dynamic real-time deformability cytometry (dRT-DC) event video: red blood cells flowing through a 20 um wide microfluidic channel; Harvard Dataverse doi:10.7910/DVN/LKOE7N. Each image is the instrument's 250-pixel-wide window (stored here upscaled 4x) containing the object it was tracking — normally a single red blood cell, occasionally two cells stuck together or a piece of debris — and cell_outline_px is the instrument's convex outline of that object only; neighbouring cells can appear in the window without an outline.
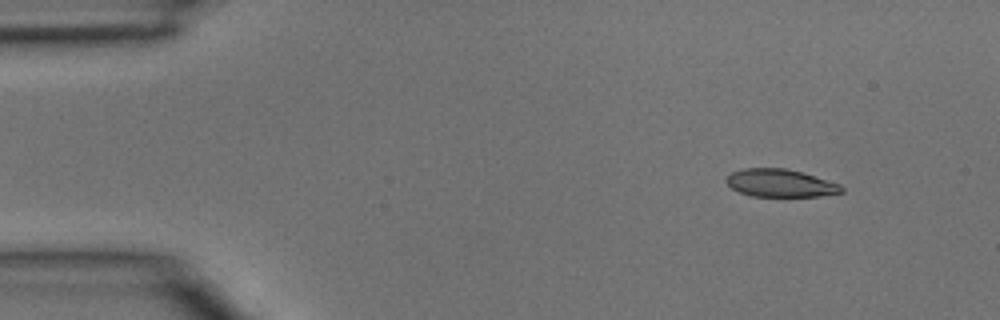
{"species": "common noctule bat (a hibernating species)", "species_latin": "Nyctalus noctula", "temperature_condition": "room temperature", "stored_images_in_passage": 4, "camera_frame_rate_fps": 3000, "um_per_image_px": 0.085, "animal": {"sex": "male", "body_mass_g": 15.6}, "frame": {"image": 1, "passage_image": 4, "time_ms": 1.0, "image_size_px": [1000, 320], "cell_outline_px": [[844, 192], [820, 196], [752, 196], [740, 192], [732, 188], [724, 180], [732, 172], [744, 168], [784, 168], [800, 172], [840, 184], [844, 188]], "centroid_in_image_um": [66.32, 15.57], "position_along_channel_um": 18.7, "area_um2": 18.44}}